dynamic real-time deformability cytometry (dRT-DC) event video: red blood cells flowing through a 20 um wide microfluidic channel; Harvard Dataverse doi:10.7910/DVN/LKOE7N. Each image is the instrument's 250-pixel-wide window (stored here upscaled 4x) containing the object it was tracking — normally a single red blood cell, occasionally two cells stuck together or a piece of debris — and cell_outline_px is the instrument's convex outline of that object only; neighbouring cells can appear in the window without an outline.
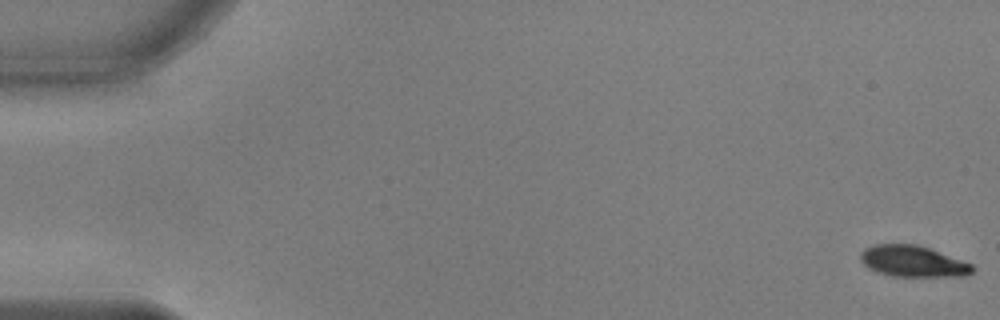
{"species": "common noctule bat (a hibernating species)", "species_latin": "Nyctalus noctula", "temperature_condition": "warm", "stored_images_in_passage": 54, "camera_frame_rate_fps": 3000, "um_per_image_px": 0.085, "animal": {"sex": "male", "body_mass_g": 17.9, "forearm_length_mm": 54.2}, "frame": {"image": 1, "passage_image": 1, "time_ms": 0.0, "image_size_px": [1000, 320], "cell_outline_px": [[976, 268], [972, 272], [964, 276], [892, 276], [876, 272], [868, 268], [860, 260], [860, 252], [864, 248], [872, 244], [916, 244], [928, 248], [972, 264]], "centroid_in_image_um": [77.55, 22.21], "position_along_channel_um": 7.5, "area_um2": 20.35}}
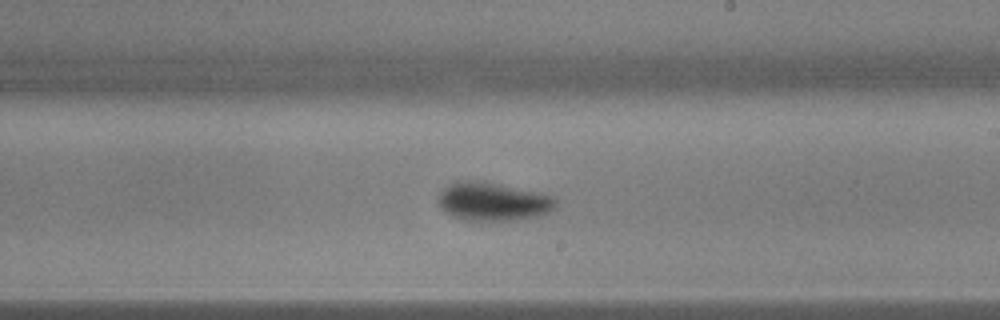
{"frame": {"image": 2, "passage_image": 32, "time_ms": 10.333, "image_size_px": [1000, 320], "cell_outline_px": [[556, 208], [552, 212], [540, 216], [516, 220], [460, 220], [440, 208], [436, 200], [440, 192], [444, 188], [456, 180], [484, 180], [540, 192], [556, 196]], "centroid_in_image_um": [41.93, 17.12], "position_along_channel_um": 247.1, "area_um2": 27.05}}
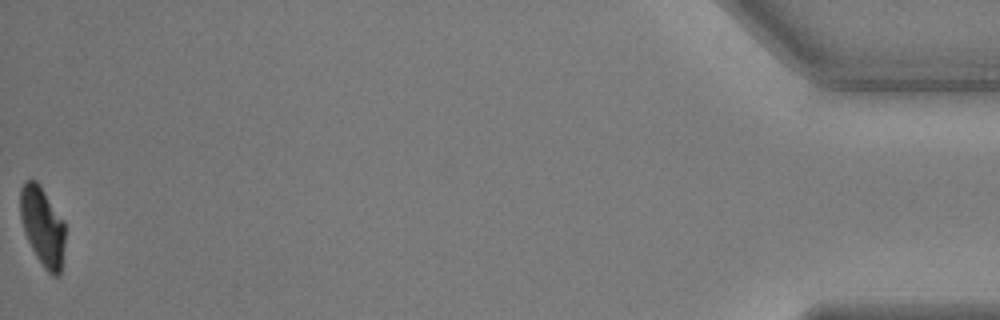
{"frame": {"image": 3, "passage_image": 54, "time_ms": 17.667, "image_size_px": [1000, 320], "cell_outline_px": [[64, 244], [60, 272], [56, 276], [52, 276], [44, 268], [36, 256], [24, 232], [20, 216], [20, 188], [24, 180], [36, 180], [40, 184], [64, 220]], "centroid_in_image_um": [3.6, 19.19], "position_along_channel_um": 431.6, "area_um2": 20.63}, "authors_computed_cell_mechanics": {"area_um2": 23.1489, "velocity_mm_per_s": 3.7856, "shape_relaxation_time_tau1_ms": 2.1173, "shape_relaxation_time_tau2_ms": 1.8411, "deformation_change_tau1": 0.1361, "deformation_change_tau2": 0.0347}}